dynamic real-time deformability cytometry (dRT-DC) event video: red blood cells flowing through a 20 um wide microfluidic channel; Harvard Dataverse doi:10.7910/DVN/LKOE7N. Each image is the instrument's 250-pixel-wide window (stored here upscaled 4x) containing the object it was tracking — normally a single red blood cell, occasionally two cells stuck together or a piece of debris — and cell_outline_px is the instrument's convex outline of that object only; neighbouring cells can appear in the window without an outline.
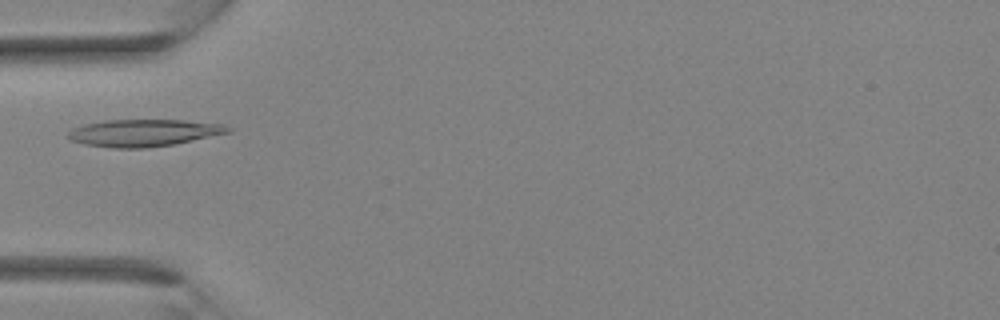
{"species": "Egyptian fruit bat (a non-hibernating species)", "species_latin": "Rousettus aegyptiacus", "temperature_condition": "room temperature", "stored_images_in_passage": 33, "camera_frame_rate_fps": 3000, "um_per_image_px": 0.085, "animal": {"sex": "female"}, "frame": {"image": 1, "passage_image": 9, "time_ms": 2.667, "image_size_px": [1000, 320], "cell_outline_px": [[232, 132], [172, 144], [148, 148], [112, 148], [84, 144], [72, 140], [68, 136], [68, 132], [72, 128], [84, 124], [104, 120], [184, 120], [224, 124], [232, 128]], "centroid_in_image_um": [12.22, 11.29], "position_along_channel_um": 72.8, "area_um2": 25.26}}
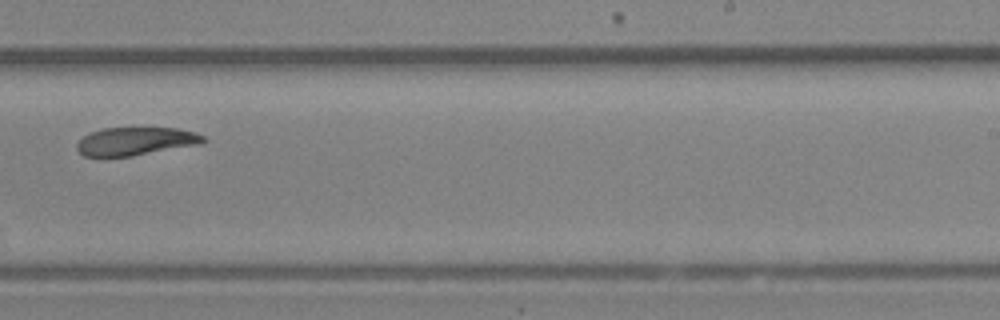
{"frame": {"image": 2, "passage_image": 20, "time_ms": 6.333, "image_size_px": [1000, 320], "cell_outline_px": [[208, 140], [200, 144], [132, 156], [84, 156], [76, 148], [76, 144], [84, 136], [100, 128], [176, 128], [196, 132], [204, 136]], "centroid_in_image_um": [11.56, 12.0], "position_along_channel_um": 277.4, "area_um2": 20.63}}
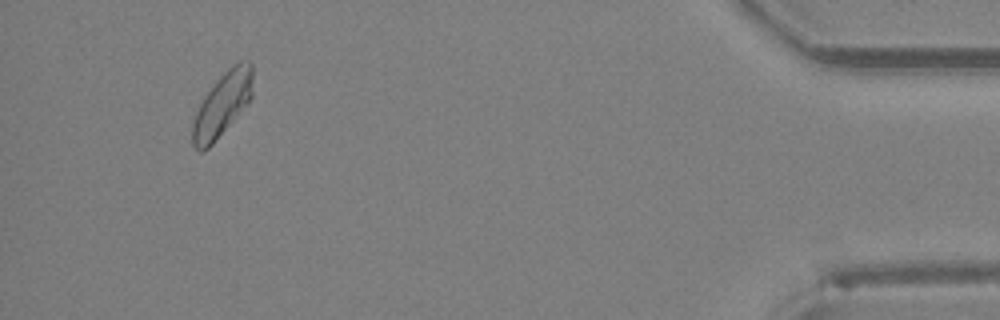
{"frame": {"image": 3, "passage_image": 31, "time_ms": 10.0, "image_size_px": [1000, 320], "cell_outline_px": [[252, 96], [212, 144], [204, 152], [200, 152], [192, 144], [192, 124], [196, 112], [204, 96], [216, 80], [232, 64], [240, 60], [252, 60]], "centroid_in_image_um": [18.88, 8.84], "position_along_channel_um": 416.3, "area_um2": 22.02}}